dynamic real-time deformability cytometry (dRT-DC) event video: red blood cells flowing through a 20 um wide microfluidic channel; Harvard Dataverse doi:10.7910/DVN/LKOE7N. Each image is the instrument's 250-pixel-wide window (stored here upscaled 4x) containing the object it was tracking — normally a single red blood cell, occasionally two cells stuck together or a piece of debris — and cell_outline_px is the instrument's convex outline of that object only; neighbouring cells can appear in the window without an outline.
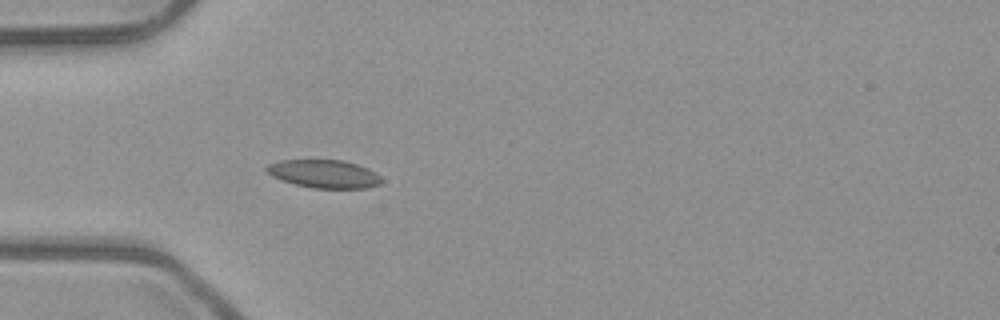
{"species": "common noctule bat (a hibernating species)", "species_latin": "Nyctalus noctula", "temperature_condition": "room temperature", "stored_images_in_passage": 5, "camera_frame_rate_fps": 3000, "um_per_image_px": 0.085, "animal": {"sex": "male", "body_mass_g": 23.1, "forearm_length_mm": 52.7}, "frame": {"image": 1, "passage_image": 5, "time_ms": 1.333, "image_size_px": [1000, 320], "cell_outline_px": [[384, 180], [380, 184], [368, 188], [312, 188], [280, 180], [272, 176], [264, 168], [268, 164], [280, 160], [344, 160], [368, 168], [376, 172]], "centroid_in_image_um": [27.57, 14.78], "position_along_channel_um": 57.4, "area_um2": 18.96}}